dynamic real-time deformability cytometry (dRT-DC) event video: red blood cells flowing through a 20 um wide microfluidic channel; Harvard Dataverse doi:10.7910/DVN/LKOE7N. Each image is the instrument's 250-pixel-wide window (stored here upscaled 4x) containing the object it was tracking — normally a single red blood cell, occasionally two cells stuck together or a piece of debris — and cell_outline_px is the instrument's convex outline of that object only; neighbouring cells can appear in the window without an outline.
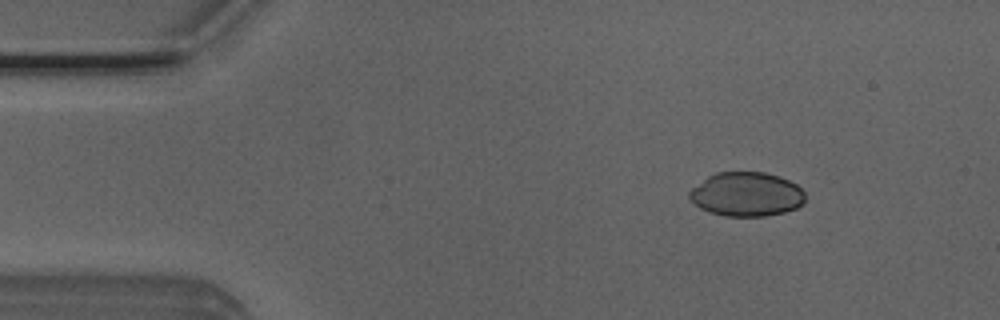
{"species": "Egyptian fruit bat (a non-hibernating species)", "species_latin": "Rousettus aegyptiacus", "temperature_condition": "room temperature", "stored_images_in_passage": 39, "camera_frame_rate_fps": 3000, "um_per_image_px": 0.085, "animal": {"sex": "male"}, "frame": {"image": 1, "passage_image": 1, "time_ms": 0.0, "image_size_px": [1000, 320], "cell_outline_px": [[804, 204], [796, 208], [784, 212], [764, 216], [724, 216], [708, 212], [700, 208], [688, 196], [688, 192], [692, 188], [708, 176], [716, 172], [764, 172], [780, 176], [796, 184], [804, 192]], "centroid_in_image_um": [63.45, 16.51], "position_along_channel_um": 21.5, "area_um2": 29.82}}
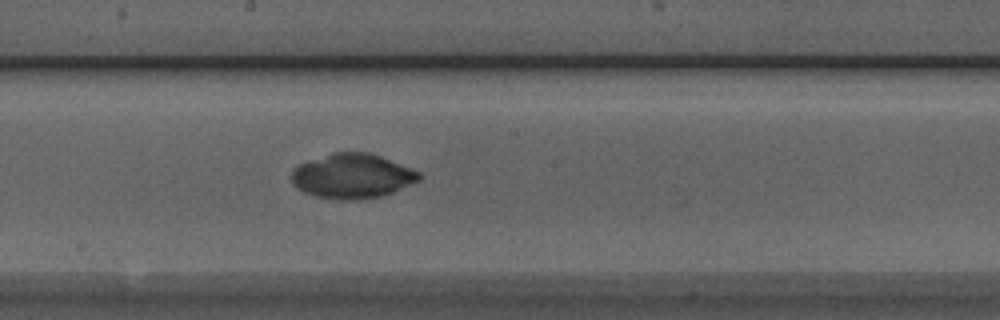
{"frame": {"image": 2, "passage_image": 22, "time_ms": 7.0, "image_size_px": [1000, 320], "cell_outline_px": [[424, 176], [420, 180], [392, 192], [380, 196], [356, 200], [340, 200], [316, 196], [304, 192], [296, 188], [292, 184], [292, 172], [300, 164], [332, 152], [368, 152], [380, 156], [412, 168], [420, 172]], "centroid_in_image_um": [29.96, 14.97], "position_along_channel_um": 218.2, "area_um2": 33.12}}
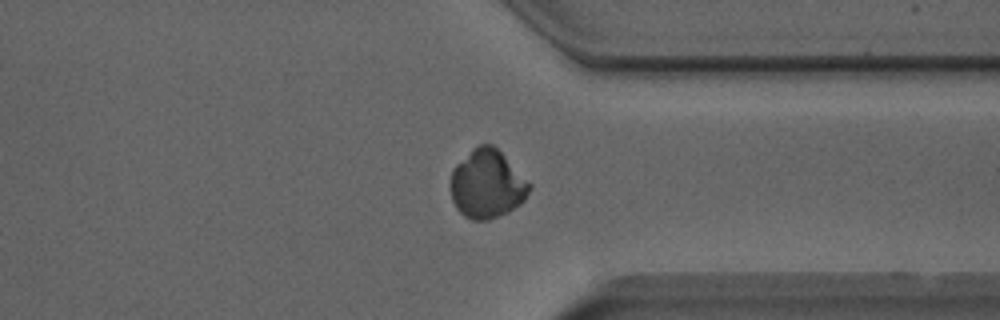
{"frame": {"image": 3, "passage_image": 34, "time_ms": 11.0, "image_size_px": [1000, 320], "cell_outline_px": [[532, 188], [524, 200], [520, 204], [508, 212], [488, 220], [472, 220], [464, 216], [456, 208], [452, 200], [452, 168], [472, 148], [480, 144], [492, 144], [532, 184]], "centroid_in_image_um": [41.41, 15.65], "position_along_channel_um": 370.0, "area_um2": 31.33}}